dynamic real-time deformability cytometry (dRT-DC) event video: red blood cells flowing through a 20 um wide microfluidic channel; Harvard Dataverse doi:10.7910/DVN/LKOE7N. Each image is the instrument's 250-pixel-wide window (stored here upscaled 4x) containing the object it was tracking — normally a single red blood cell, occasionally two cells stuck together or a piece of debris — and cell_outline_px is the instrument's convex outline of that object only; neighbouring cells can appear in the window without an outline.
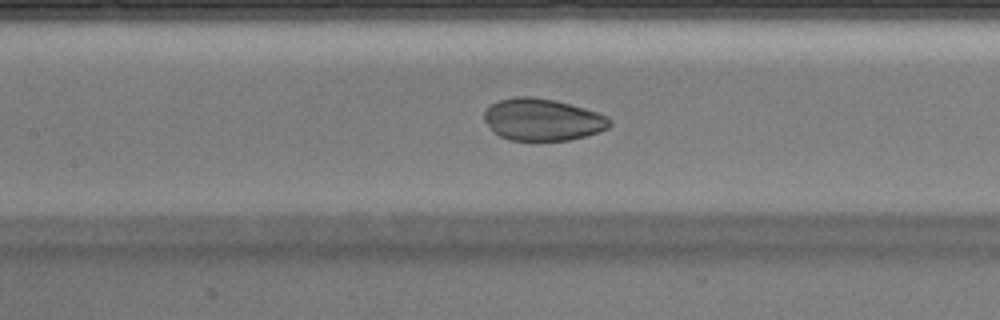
{"species": "Egyptian fruit bat (a non-hibernating species)", "species_latin": "Rousettus aegyptiacus", "temperature_condition": "warm", "stored_images_in_passage": 34, "camera_frame_rate_fps": 3000, "um_per_image_px": 0.085, "animal": {"sex": "male"}, "frame": {"image": 1, "passage_image": 10, "time_ms": 3.0, "image_size_px": [1000, 320], "cell_outline_px": [[612, 124], [608, 128], [600, 132], [568, 140], [508, 140], [492, 132], [484, 120], [484, 112], [492, 104], [500, 100], [516, 96], [532, 96], [552, 100], [584, 108], [608, 116], [612, 120]], "centroid_in_image_um": [46.11, 10.17], "position_along_channel_um": 161.3, "area_um2": 30.69}}